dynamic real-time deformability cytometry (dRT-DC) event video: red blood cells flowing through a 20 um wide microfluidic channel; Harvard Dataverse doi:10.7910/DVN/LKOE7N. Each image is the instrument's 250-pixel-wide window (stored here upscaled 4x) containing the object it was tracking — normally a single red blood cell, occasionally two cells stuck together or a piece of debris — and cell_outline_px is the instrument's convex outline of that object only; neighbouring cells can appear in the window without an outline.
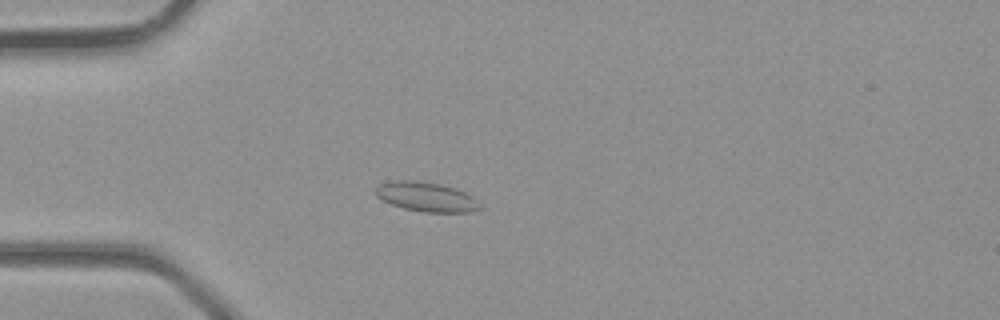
{"species": "common noctule bat (a hibernating species)", "species_latin": "Nyctalus noctula", "temperature_condition": "room temperature", "stored_images_in_passage": 3, "camera_frame_rate_fps": 3000, "um_per_image_px": 0.085, "animal": {"sex": "male", "body_mass_g": 23.1, "forearm_length_mm": 52.7}, "frame": {"image": 1, "passage_image": 3, "time_ms": 0.667, "image_size_px": [1000, 320], "cell_outline_px": [[484, 208], [472, 212], [424, 212], [404, 208], [392, 204], [376, 196], [376, 188], [380, 184], [396, 180], [412, 180], [440, 184], [456, 188], [472, 196]], "centroid_in_image_um": [36.28, 16.74], "position_along_channel_um": 48.7, "area_um2": 17.8}}